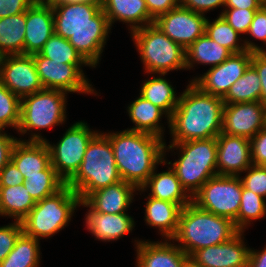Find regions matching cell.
I'll return each mask as SVG.
<instances>
[{
  "label": "cell",
  "instance_id": "cell-6",
  "mask_svg": "<svg viewBox=\"0 0 266 267\" xmlns=\"http://www.w3.org/2000/svg\"><path fill=\"white\" fill-rule=\"evenodd\" d=\"M170 149L171 151L179 149L180 157L174 163L171 161L167 163L164 159L161 164H172V170L191 197L201 189L208 179L218 175L216 138L170 142L168 147L165 143L164 152L170 151Z\"/></svg>",
  "mask_w": 266,
  "mask_h": 267
},
{
  "label": "cell",
  "instance_id": "cell-32",
  "mask_svg": "<svg viewBox=\"0 0 266 267\" xmlns=\"http://www.w3.org/2000/svg\"><path fill=\"white\" fill-rule=\"evenodd\" d=\"M35 204L23 184L0 187V216L13 217L21 222Z\"/></svg>",
  "mask_w": 266,
  "mask_h": 267
},
{
  "label": "cell",
  "instance_id": "cell-11",
  "mask_svg": "<svg viewBox=\"0 0 266 267\" xmlns=\"http://www.w3.org/2000/svg\"><path fill=\"white\" fill-rule=\"evenodd\" d=\"M241 194L240 175H216L201 186L192 197V202L205 211L234 222L239 213Z\"/></svg>",
  "mask_w": 266,
  "mask_h": 267
},
{
  "label": "cell",
  "instance_id": "cell-18",
  "mask_svg": "<svg viewBox=\"0 0 266 267\" xmlns=\"http://www.w3.org/2000/svg\"><path fill=\"white\" fill-rule=\"evenodd\" d=\"M217 174L239 176L252 165L251 142L239 136L220 133L217 137Z\"/></svg>",
  "mask_w": 266,
  "mask_h": 267
},
{
  "label": "cell",
  "instance_id": "cell-48",
  "mask_svg": "<svg viewBox=\"0 0 266 267\" xmlns=\"http://www.w3.org/2000/svg\"><path fill=\"white\" fill-rule=\"evenodd\" d=\"M247 34L266 45V13L262 8L256 11Z\"/></svg>",
  "mask_w": 266,
  "mask_h": 267
},
{
  "label": "cell",
  "instance_id": "cell-29",
  "mask_svg": "<svg viewBox=\"0 0 266 267\" xmlns=\"http://www.w3.org/2000/svg\"><path fill=\"white\" fill-rule=\"evenodd\" d=\"M26 11L0 18V56L24 54Z\"/></svg>",
  "mask_w": 266,
  "mask_h": 267
},
{
  "label": "cell",
  "instance_id": "cell-20",
  "mask_svg": "<svg viewBox=\"0 0 266 267\" xmlns=\"http://www.w3.org/2000/svg\"><path fill=\"white\" fill-rule=\"evenodd\" d=\"M52 35H54L52 6L35 1L26 10L24 54L39 53Z\"/></svg>",
  "mask_w": 266,
  "mask_h": 267
},
{
  "label": "cell",
  "instance_id": "cell-30",
  "mask_svg": "<svg viewBox=\"0 0 266 267\" xmlns=\"http://www.w3.org/2000/svg\"><path fill=\"white\" fill-rule=\"evenodd\" d=\"M205 33L210 39L228 49L232 54L241 53L246 50L251 52H265L263 47L258 46L250 40H244V43H240V35L222 18L221 15L213 20V22H210L207 18Z\"/></svg>",
  "mask_w": 266,
  "mask_h": 267
},
{
  "label": "cell",
  "instance_id": "cell-14",
  "mask_svg": "<svg viewBox=\"0 0 266 267\" xmlns=\"http://www.w3.org/2000/svg\"><path fill=\"white\" fill-rule=\"evenodd\" d=\"M253 52L244 51L232 54L220 65L210 67L202 76L195 77L191 82L201 91L224 98L230 87L243 76L251 64Z\"/></svg>",
  "mask_w": 266,
  "mask_h": 267
},
{
  "label": "cell",
  "instance_id": "cell-28",
  "mask_svg": "<svg viewBox=\"0 0 266 267\" xmlns=\"http://www.w3.org/2000/svg\"><path fill=\"white\" fill-rule=\"evenodd\" d=\"M231 55L228 49L220 46L204 33L186 49V69L193 68L196 63L215 67Z\"/></svg>",
  "mask_w": 266,
  "mask_h": 267
},
{
  "label": "cell",
  "instance_id": "cell-27",
  "mask_svg": "<svg viewBox=\"0 0 266 267\" xmlns=\"http://www.w3.org/2000/svg\"><path fill=\"white\" fill-rule=\"evenodd\" d=\"M127 112L135 125L128 130L148 133L161 139L164 138V130L159 121H161L162 115L166 117L167 114L161 108L139 96L128 106Z\"/></svg>",
  "mask_w": 266,
  "mask_h": 267
},
{
  "label": "cell",
  "instance_id": "cell-10",
  "mask_svg": "<svg viewBox=\"0 0 266 267\" xmlns=\"http://www.w3.org/2000/svg\"><path fill=\"white\" fill-rule=\"evenodd\" d=\"M62 90L42 89L21 99L18 134L36 129H50L66 120V95Z\"/></svg>",
  "mask_w": 266,
  "mask_h": 267
},
{
  "label": "cell",
  "instance_id": "cell-53",
  "mask_svg": "<svg viewBox=\"0 0 266 267\" xmlns=\"http://www.w3.org/2000/svg\"><path fill=\"white\" fill-rule=\"evenodd\" d=\"M183 267H204V266L198 264L193 258L188 256L184 261Z\"/></svg>",
  "mask_w": 266,
  "mask_h": 267
},
{
  "label": "cell",
  "instance_id": "cell-15",
  "mask_svg": "<svg viewBox=\"0 0 266 267\" xmlns=\"http://www.w3.org/2000/svg\"><path fill=\"white\" fill-rule=\"evenodd\" d=\"M207 18L179 5L159 16L154 25L185 50L205 33Z\"/></svg>",
  "mask_w": 266,
  "mask_h": 267
},
{
  "label": "cell",
  "instance_id": "cell-40",
  "mask_svg": "<svg viewBox=\"0 0 266 267\" xmlns=\"http://www.w3.org/2000/svg\"><path fill=\"white\" fill-rule=\"evenodd\" d=\"M244 173L247 175L240 177L243 187L266 198V166L252 164Z\"/></svg>",
  "mask_w": 266,
  "mask_h": 267
},
{
  "label": "cell",
  "instance_id": "cell-5",
  "mask_svg": "<svg viewBox=\"0 0 266 267\" xmlns=\"http://www.w3.org/2000/svg\"><path fill=\"white\" fill-rule=\"evenodd\" d=\"M121 180L112 144L104 132H98L89 142L79 170L66 184L84 201L92 192Z\"/></svg>",
  "mask_w": 266,
  "mask_h": 267
},
{
  "label": "cell",
  "instance_id": "cell-31",
  "mask_svg": "<svg viewBox=\"0 0 266 267\" xmlns=\"http://www.w3.org/2000/svg\"><path fill=\"white\" fill-rule=\"evenodd\" d=\"M159 75V77H151L144 81L139 94L145 100L158 106L167 114V122L169 125V117L176 109L180 95L177 96L170 82L161 77L162 74Z\"/></svg>",
  "mask_w": 266,
  "mask_h": 267
},
{
  "label": "cell",
  "instance_id": "cell-41",
  "mask_svg": "<svg viewBox=\"0 0 266 267\" xmlns=\"http://www.w3.org/2000/svg\"><path fill=\"white\" fill-rule=\"evenodd\" d=\"M21 233L22 225L20 221H14V223L0 227V262L14 248V244Z\"/></svg>",
  "mask_w": 266,
  "mask_h": 267
},
{
  "label": "cell",
  "instance_id": "cell-44",
  "mask_svg": "<svg viewBox=\"0 0 266 267\" xmlns=\"http://www.w3.org/2000/svg\"><path fill=\"white\" fill-rule=\"evenodd\" d=\"M24 177L15 164L10 160L0 172V187L23 184Z\"/></svg>",
  "mask_w": 266,
  "mask_h": 267
},
{
  "label": "cell",
  "instance_id": "cell-38",
  "mask_svg": "<svg viewBox=\"0 0 266 267\" xmlns=\"http://www.w3.org/2000/svg\"><path fill=\"white\" fill-rule=\"evenodd\" d=\"M21 99L0 82V129L20 123Z\"/></svg>",
  "mask_w": 266,
  "mask_h": 267
},
{
  "label": "cell",
  "instance_id": "cell-8",
  "mask_svg": "<svg viewBox=\"0 0 266 267\" xmlns=\"http://www.w3.org/2000/svg\"><path fill=\"white\" fill-rule=\"evenodd\" d=\"M131 35L145 73L165 76L169 71L186 69V50L154 24L137 29Z\"/></svg>",
  "mask_w": 266,
  "mask_h": 267
},
{
  "label": "cell",
  "instance_id": "cell-24",
  "mask_svg": "<svg viewBox=\"0 0 266 267\" xmlns=\"http://www.w3.org/2000/svg\"><path fill=\"white\" fill-rule=\"evenodd\" d=\"M102 10L111 28L115 21L128 23L131 32L154 24L145 0H105Z\"/></svg>",
  "mask_w": 266,
  "mask_h": 267
},
{
  "label": "cell",
  "instance_id": "cell-43",
  "mask_svg": "<svg viewBox=\"0 0 266 267\" xmlns=\"http://www.w3.org/2000/svg\"><path fill=\"white\" fill-rule=\"evenodd\" d=\"M36 0H0V18L25 12Z\"/></svg>",
  "mask_w": 266,
  "mask_h": 267
},
{
  "label": "cell",
  "instance_id": "cell-49",
  "mask_svg": "<svg viewBox=\"0 0 266 267\" xmlns=\"http://www.w3.org/2000/svg\"><path fill=\"white\" fill-rule=\"evenodd\" d=\"M3 131V129H0V172L11 160L13 147L18 140Z\"/></svg>",
  "mask_w": 266,
  "mask_h": 267
},
{
  "label": "cell",
  "instance_id": "cell-45",
  "mask_svg": "<svg viewBox=\"0 0 266 267\" xmlns=\"http://www.w3.org/2000/svg\"><path fill=\"white\" fill-rule=\"evenodd\" d=\"M180 5L193 12L204 15V13L217 7H223L225 0H180Z\"/></svg>",
  "mask_w": 266,
  "mask_h": 267
},
{
  "label": "cell",
  "instance_id": "cell-35",
  "mask_svg": "<svg viewBox=\"0 0 266 267\" xmlns=\"http://www.w3.org/2000/svg\"><path fill=\"white\" fill-rule=\"evenodd\" d=\"M65 184L51 164L42 171V175L28 176L23 181V185L35 202L55 194Z\"/></svg>",
  "mask_w": 266,
  "mask_h": 267
},
{
  "label": "cell",
  "instance_id": "cell-9",
  "mask_svg": "<svg viewBox=\"0 0 266 267\" xmlns=\"http://www.w3.org/2000/svg\"><path fill=\"white\" fill-rule=\"evenodd\" d=\"M98 133L92 131L87 123L78 121L71 125L57 144H50L39 133H31L28 141H45L50 152L51 165L57 175L67 183L79 170L86 148Z\"/></svg>",
  "mask_w": 266,
  "mask_h": 267
},
{
  "label": "cell",
  "instance_id": "cell-22",
  "mask_svg": "<svg viewBox=\"0 0 266 267\" xmlns=\"http://www.w3.org/2000/svg\"><path fill=\"white\" fill-rule=\"evenodd\" d=\"M11 161L22 173L24 180L28 176L42 175L50 164V152L45 141L17 140Z\"/></svg>",
  "mask_w": 266,
  "mask_h": 267
},
{
  "label": "cell",
  "instance_id": "cell-47",
  "mask_svg": "<svg viewBox=\"0 0 266 267\" xmlns=\"http://www.w3.org/2000/svg\"><path fill=\"white\" fill-rule=\"evenodd\" d=\"M251 65L255 68L261 80V102L266 104V51L253 52Z\"/></svg>",
  "mask_w": 266,
  "mask_h": 267
},
{
  "label": "cell",
  "instance_id": "cell-46",
  "mask_svg": "<svg viewBox=\"0 0 266 267\" xmlns=\"http://www.w3.org/2000/svg\"><path fill=\"white\" fill-rule=\"evenodd\" d=\"M151 18L155 21L180 5V0H145Z\"/></svg>",
  "mask_w": 266,
  "mask_h": 267
},
{
  "label": "cell",
  "instance_id": "cell-51",
  "mask_svg": "<svg viewBox=\"0 0 266 267\" xmlns=\"http://www.w3.org/2000/svg\"><path fill=\"white\" fill-rule=\"evenodd\" d=\"M248 267H266V246L261 252L250 249Z\"/></svg>",
  "mask_w": 266,
  "mask_h": 267
},
{
  "label": "cell",
  "instance_id": "cell-16",
  "mask_svg": "<svg viewBox=\"0 0 266 267\" xmlns=\"http://www.w3.org/2000/svg\"><path fill=\"white\" fill-rule=\"evenodd\" d=\"M265 117L266 104L261 101L224 104L222 133L250 140L265 128Z\"/></svg>",
  "mask_w": 266,
  "mask_h": 267
},
{
  "label": "cell",
  "instance_id": "cell-52",
  "mask_svg": "<svg viewBox=\"0 0 266 267\" xmlns=\"http://www.w3.org/2000/svg\"><path fill=\"white\" fill-rule=\"evenodd\" d=\"M104 1L105 0H57L55 3H86L102 8Z\"/></svg>",
  "mask_w": 266,
  "mask_h": 267
},
{
  "label": "cell",
  "instance_id": "cell-36",
  "mask_svg": "<svg viewBox=\"0 0 266 267\" xmlns=\"http://www.w3.org/2000/svg\"><path fill=\"white\" fill-rule=\"evenodd\" d=\"M265 215V198L244 188L242 185L241 203L237 219L234 221L235 227L239 231H245V228L251 224L252 220L264 218Z\"/></svg>",
  "mask_w": 266,
  "mask_h": 267
},
{
  "label": "cell",
  "instance_id": "cell-50",
  "mask_svg": "<svg viewBox=\"0 0 266 267\" xmlns=\"http://www.w3.org/2000/svg\"><path fill=\"white\" fill-rule=\"evenodd\" d=\"M225 9H248L259 10L261 8L260 0H225Z\"/></svg>",
  "mask_w": 266,
  "mask_h": 267
},
{
  "label": "cell",
  "instance_id": "cell-42",
  "mask_svg": "<svg viewBox=\"0 0 266 267\" xmlns=\"http://www.w3.org/2000/svg\"><path fill=\"white\" fill-rule=\"evenodd\" d=\"M250 142L252 164L266 166V127L252 137Z\"/></svg>",
  "mask_w": 266,
  "mask_h": 267
},
{
  "label": "cell",
  "instance_id": "cell-39",
  "mask_svg": "<svg viewBox=\"0 0 266 267\" xmlns=\"http://www.w3.org/2000/svg\"><path fill=\"white\" fill-rule=\"evenodd\" d=\"M219 15L240 35L247 34L257 10L230 8Z\"/></svg>",
  "mask_w": 266,
  "mask_h": 267
},
{
  "label": "cell",
  "instance_id": "cell-3",
  "mask_svg": "<svg viewBox=\"0 0 266 267\" xmlns=\"http://www.w3.org/2000/svg\"><path fill=\"white\" fill-rule=\"evenodd\" d=\"M116 166L123 181L140 188L150 177L156 165L164 161L165 139L125 129L108 132Z\"/></svg>",
  "mask_w": 266,
  "mask_h": 267
},
{
  "label": "cell",
  "instance_id": "cell-2",
  "mask_svg": "<svg viewBox=\"0 0 266 267\" xmlns=\"http://www.w3.org/2000/svg\"><path fill=\"white\" fill-rule=\"evenodd\" d=\"M223 98L201 91L191 81L169 117L172 142L216 138L222 132Z\"/></svg>",
  "mask_w": 266,
  "mask_h": 267
},
{
  "label": "cell",
  "instance_id": "cell-12",
  "mask_svg": "<svg viewBox=\"0 0 266 267\" xmlns=\"http://www.w3.org/2000/svg\"><path fill=\"white\" fill-rule=\"evenodd\" d=\"M32 56L36 71L45 89L97 95L81 69L83 65L92 67L90 64H61L39 53L32 54Z\"/></svg>",
  "mask_w": 266,
  "mask_h": 267
},
{
  "label": "cell",
  "instance_id": "cell-7",
  "mask_svg": "<svg viewBox=\"0 0 266 267\" xmlns=\"http://www.w3.org/2000/svg\"><path fill=\"white\" fill-rule=\"evenodd\" d=\"M80 201L78 194L65 184L55 194L36 202L21 221L22 232L37 240L52 237L68 226Z\"/></svg>",
  "mask_w": 266,
  "mask_h": 267
},
{
  "label": "cell",
  "instance_id": "cell-26",
  "mask_svg": "<svg viewBox=\"0 0 266 267\" xmlns=\"http://www.w3.org/2000/svg\"><path fill=\"white\" fill-rule=\"evenodd\" d=\"M145 206L146 224L157 227L165 239L171 240L178 229L179 216L182 208L169 201L159 200L151 196L147 197Z\"/></svg>",
  "mask_w": 266,
  "mask_h": 267
},
{
  "label": "cell",
  "instance_id": "cell-4",
  "mask_svg": "<svg viewBox=\"0 0 266 267\" xmlns=\"http://www.w3.org/2000/svg\"><path fill=\"white\" fill-rule=\"evenodd\" d=\"M238 232L231 219L205 211L191 202L182 208L177 232L171 240L180 242L178 246L191 256L198 249L230 240Z\"/></svg>",
  "mask_w": 266,
  "mask_h": 267
},
{
  "label": "cell",
  "instance_id": "cell-37",
  "mask_svg": "<svg viewBox=\"0 0 266 267\" xmlns=\"http://www.w3.org/2000/svg\"><path fill=\"white\" fill-rule=\"evenodd\" d=\"M39 54L61 64H89L67 39L56 34L48 39Z\"/></svg>",
  "mask_w": 266,
  "mask_h": 267
},
{
  "label": "cell",
  "instance_id": "cell-25",
  "mask_svg": "<svg viewBox=\"0 0 266 267\" xmlns=\"http://www.w3.org/2000/svg\"><path fill=\"white\" fill-rule=\"evenodd\" d=\"M147 188H150L151 191L148 196L176 203L181 208L192 202V197L182 187L171 167L168 168V171L161 173H157L154 170L149 179L138 188V191L144 192Z\"/></svg>",
  "mask_w": 266,
  "mask_h": 267
},
{
  "label": "cell",
  "instance_id": "cell-1",
  "mask_svg": "<svg viewBox=\"0 0 266 267\" xmlns=\"http://www.w3.org/2000/svg\"><path fill=\"white\" fill-rule=\"evenodd\" d=\"M51 6L54 34L67 39L95 68L111 30L102 8L86 3H53Z\"/></svg>",
  "mask_w": 266,
  "mask_h": 267
},
{
  "label": "cell",
  "instance_id": "cell-13",
  "mask_svg": "<svg viewBox=\"0 0 266 267\" xmlns=\"http://www.w3.org/2000/svg\"><path fill=\"white\" fill-rule=\"evenodd\" d=\"M0 82L20 99L44 89L32 55L0 57Z\"/></svg>",
  "mask_w": 266,
  "mask_h": 267
},
{
  "label": "cell",
  "instance_id": "cell-21",
  "mask_svg": "<svg viewBox=\"0 0 266 267\" xmlns=\"http://www.w3.org/2000/svg\"><path fill=\"white\" fill-rule=\"evenodd\" d=\"M168 241V242H167ZM135 240L136 267H183L188 255L176 244L169 242Z\"/></svg>",
  "mask_w": 266,
  "mask_h": 267
},
{
  "label": "cell",
  "instance_id": "cell-33",
  "mask_svg": "<svg viewBox=\"0 0 266 267\" xmlns=\"http://www.w3.org/2000/svg\"><path fill=\"white\" fill-rule=\"evenodd\" d=\"M39 241L22 232L17 238L14 248L0 262V267H39L41 260Z\"/></svg>",
  "mask_w": 266,
  "mask_h": 267
},
{
  "label": "cell",
  "instance_id": "cell-17",
  "mask_svg": "<svg viewBox=\"0 0 266 267\" xmlns=\"http://www.w3.org/2000/svg\"><path fill=\"white\" fill-rule=\"evenodd\" d=\"M243 233L239 231L224 243L198 249L190 257L204 267H248L251 248L244 244Z\"/></svg>",
  "mask_w": 266,
  "mask_h": 267
},
{
  "label": "cell",
  "instance_id": "cell-34",
  "mask_svg": "<svg viewBox=\"0 0 266 267\" xmlns=\"http://www.w3.org/2000/svg\"><path fill=\"white\" fill-rule=\"evenodd\" d=\"M261 80L250 64L244 74L229 89L223 98L225 104L261 101Z\"/></svg>",
  "mask_w": 266,
  "mask_h": 267
},
{
  "label": "cell",
  "instance_id": "cell-19",
  "mask_svg": "<svg viewBox=\"0 0 266 267\" xmlns=\"http://www.w3.org/2000/svg\"><path fill=\"white\" fill-rule=\"evenodd\" d=\"M137 190L134 184L121 180L92 192L80 205L100 213H126Z\"/></svg>",
  "mask_w": 266,
  "mask_h": 267
},
{
  "label": "cell",
  "instance_id": "cell-23",
  "mask_svg": "<svg viewBox=\"0 0 266 267\" xmlns=\"http://www.w3.org/2000/svg\"><path fill=\"white\" fill-rule=\"evenodd\" d=\"M85 223L87 230L101 241H114L130 233L135 222L126 213L106 214L95 212L91 208L87 211Z\"/></svg>",
  "mask_w": 266,
  "mask_h": 267
},
{
  "label": "cell",
  "instance_id": "cell-55",
  "mask_svg": "<svg viewBox=\"0 0 266 267\" xmlns=\"http://www.w3.org/2000/svg\"><path fill=\"white\" fill-rule=\"evenodd\" d=\"M261 8L264 10L266 13V1L261 2Z\"/></svg>",
  "mask_w": 266,
  "mask_h": 267
},
{
  "label": "cell",
  "instance_id": "cell-54",
  "mask_svg": "<svg viewBox=\"0 0 266 267\" xmlns=\"http://www.w3.org/2000/svg\"><path fill=\"white\" fill-rule=\"evenodd\" d=\"M39 3L42 4H48V5H52L53 3H55L57 0H36Z\"/></svg>",
  "mask_w": 266,
  "mask_h": 267
}]
</instances>
